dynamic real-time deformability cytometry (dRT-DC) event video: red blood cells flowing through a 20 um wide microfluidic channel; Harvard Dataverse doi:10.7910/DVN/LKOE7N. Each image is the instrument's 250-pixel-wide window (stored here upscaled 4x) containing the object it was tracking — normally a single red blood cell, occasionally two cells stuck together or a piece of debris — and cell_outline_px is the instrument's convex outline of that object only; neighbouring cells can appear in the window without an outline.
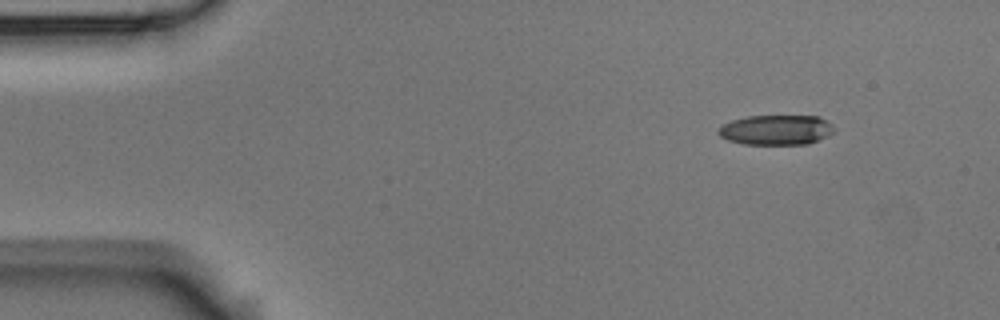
{"species": "Egyptian fruit bat (a non-hibernating species)", "species_latin": "Rousettus aegyptiacus", "temperature_condition": "room temperature", "stored_images_in_passage": 4, "camera_frame_rate_fps": 3000, "um_per_image_px": 0.085, "animal": {"sex": "male"}, "frame": {"image": 1, "passage_image": 1, "time_ms": 0.0, "image_size_px": [1000, 320], "cell_outline_px": [[836, 132], [828, 136], [808, 144], [744, 144], [728, 140], [720, 136], [716, 132], [716, 128], [732, 120], [748, 116], [820, 116], [832, 124], [836, 128]], "centroid_in_image_um": [66.0, 11.04], "position_along_channel_um": 19.0, "area_um2": 20.46}}
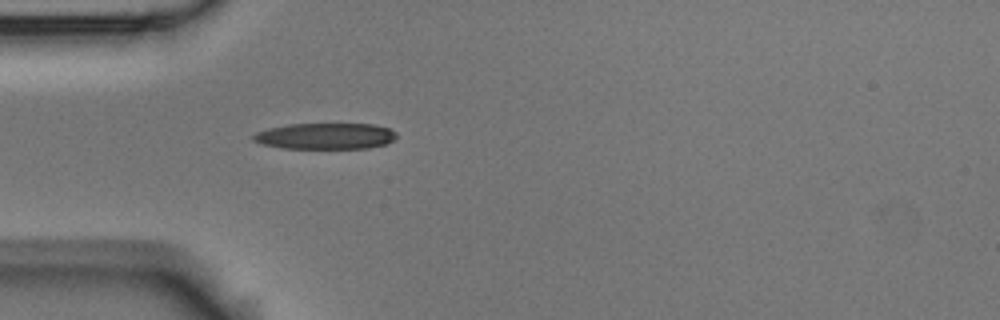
{"frame": {"image": 2, "passage_image": 4, "time_ms": 1.0, "image_size_px": [1000, 320], "cell_outline_px": [[396, 136], [392, 140], [384, 144], [368, 148], [284, 148], [264, 144], [252, 140], [252, 136], [256, 132], [268, 128], [288, 124], [372, 124], [388, 128], [396, 132]], "centroid_in_image_um": [27.64, 11.56], "position_along_channel_um": 57.4, "area_um2": 21.62}}